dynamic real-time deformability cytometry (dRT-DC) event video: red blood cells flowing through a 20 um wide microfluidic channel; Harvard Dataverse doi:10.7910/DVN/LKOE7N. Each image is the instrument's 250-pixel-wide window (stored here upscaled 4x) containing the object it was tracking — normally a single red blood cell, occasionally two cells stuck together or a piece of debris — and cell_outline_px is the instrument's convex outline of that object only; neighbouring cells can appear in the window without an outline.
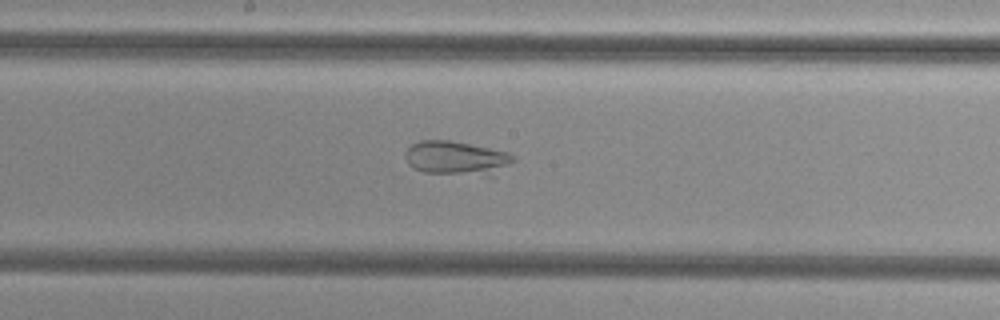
{"species": "common noctule bat (a hibernating species)", "species_latin": "Nyctalus noctula", "temperature_condition": "cold", "stored_images_in_passage": 38, "camera_frame_rate_fps": 3000, "um_per_image_px": 0.085, "animal": {"sex": "female", "body_mass_g": 29.2, "forearm_length_mm": 56.3}, "frame": {"image": 1, "passage_image": 13, "time_ms": 4.0, "image_size_px": [1000, 320], "cell_outline_px": [[516, 160], [492, 180], [424, 172], [412, 168], [408, 164], [404, 156], [404, 152], [412, 144], [420, 140], [448, 140], [508, 152], [516, 156]], "centroid_in_image_um": [38.9, 13.53], "position_along_channel_um": 209.3, "area_um2": 22.83}}
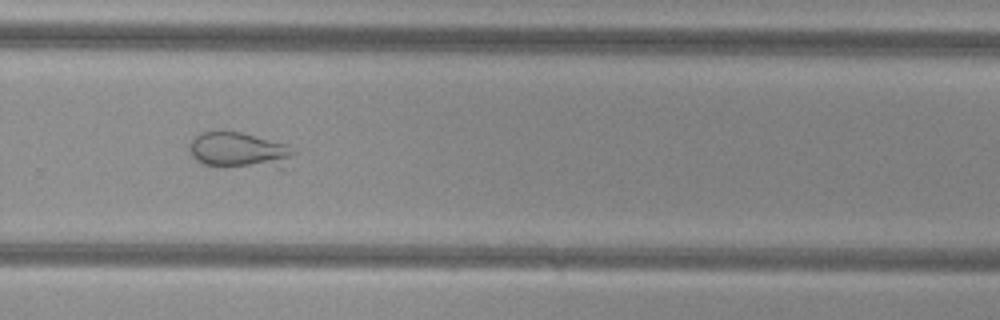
{"frame": {"image": 2, "passage_image": 21, "time_ms": 6.667, "image_size_px": [1000, 320], "cell_outline_px": [[296, 152], [280, 168], [204, 164], [196, 160], [192, 156], [188, 148], [188, 144], [200, 132], [240, 132], [288, 144]], "centroid_in_image_um": [20.33, 12.76], "position_along_channel_um": 309.5, "area_um2": 21.44}}
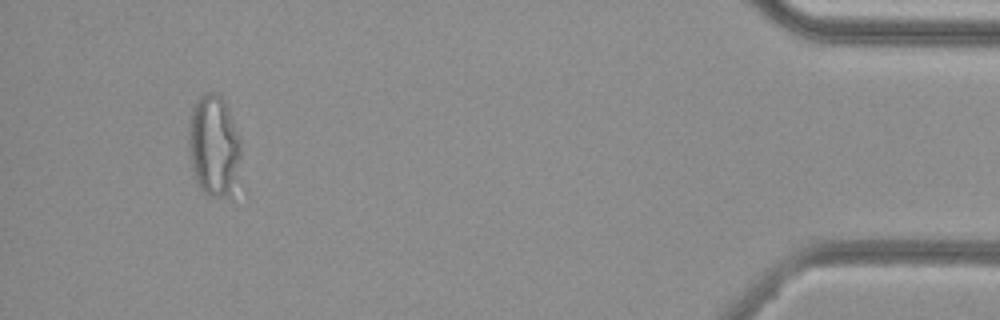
{"frame": {"image": 3, "passage_image": 35, "time_ms": 11.333, "image_size_px": [1000, 320], "cell_outline_px": [[240, 156], [232, 200], [208, 196], [196, 184], [192, 168], [188, 148], [188, 132], [192, 108], [200, 96], [204, 92], [216, 92], [224, 100], [240, 140]], "centroid_in_image_um": [18.16, 12.46], "position_along_channel_um": 417.0, "area_um2": 31.27}}